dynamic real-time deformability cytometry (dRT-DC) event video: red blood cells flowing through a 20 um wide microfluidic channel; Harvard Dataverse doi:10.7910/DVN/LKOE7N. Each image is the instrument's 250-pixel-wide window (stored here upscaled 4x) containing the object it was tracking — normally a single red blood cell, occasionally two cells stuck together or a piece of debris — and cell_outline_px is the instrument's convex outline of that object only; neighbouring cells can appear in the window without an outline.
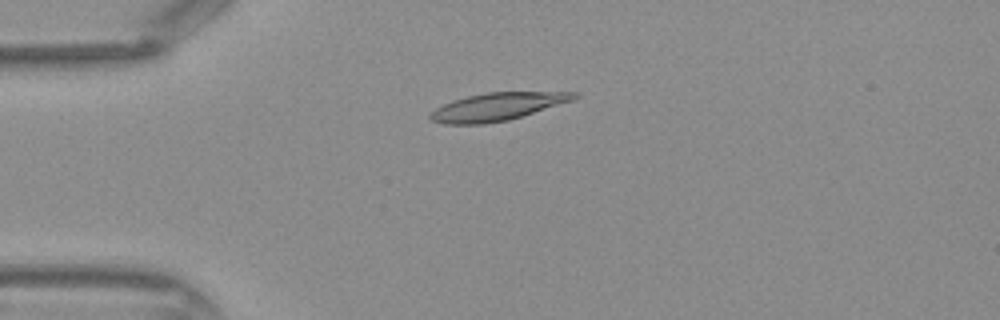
{"species": "Egyptian fruit bat (a non-hibernating species)", "species_latin": "Rousettus aegyptiacus", "temperature_condition": "warm", "stored_images_in_passage": 44, "camera_frame_rate_fps": 3000, "um_per_image_px": 0.085, "frame": {"image": 1, "passage_image": 11, "time_ms": 3.333, "image_size_px": [1000, 320], "cell_outline_px": [[580, 96], [572, 100], [508, 120], [484, 124], [444, 124], [432, 120], [428, 116], [436, 108], [452, 100], [468, 96], [488, 92], [580, 92]], "centroid_in_image_um": [42.26, 9.06], "position_along_channel_um": 42.7, "area_um2": 22.95}}
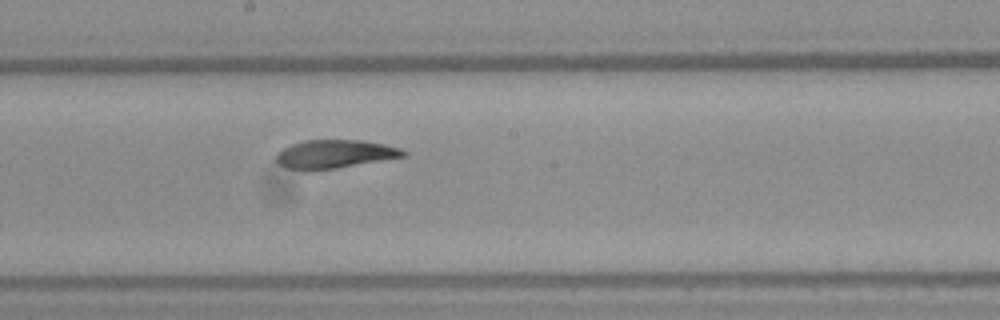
{"frame": {"image": 2, "passage_image": 24, "time_ms": 7.667, "image_size_px": [1000, 320], "cell_outline_px": [[408, 152], [404, 156], [336, 168], [308, 172], [304, 172], [288, 168], [280, 164], [276, 160], [276, 156], [284, 148], [292, 144], [304, 140], [364, 140], [384, 144], [400, 148]], "centroid_in_image_um": [28.43, 13.1], "position_along_channel_um": 219.8, "area_um2": 21.04}}
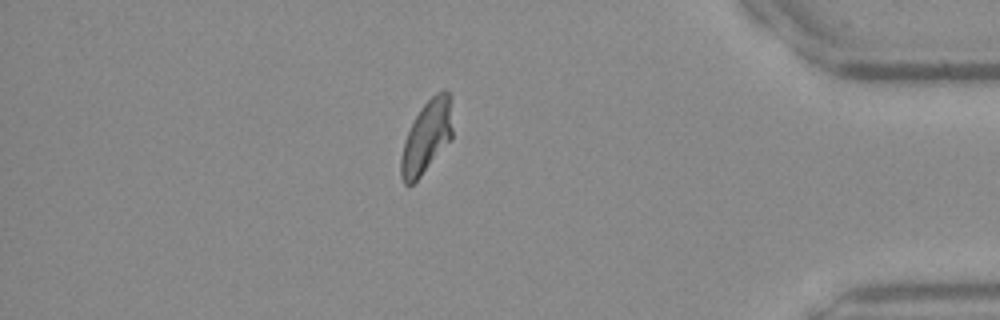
{"frame": {"image": 3, "passage_image": 38, "time_ms": 12.333, "image_size_px": [1000, 320], "cell_outline_px": [[452, 140], [420, 176], [408, 188], [404, 184], [400, 176], [400, 156], [404, 140], [420, 108], [436, 92], [444, 88], [452, 96]], "centroid_in_image_um": [36.28, 11.62], "position_along_channel_um": 398.9, "area_um2": 22.2}}